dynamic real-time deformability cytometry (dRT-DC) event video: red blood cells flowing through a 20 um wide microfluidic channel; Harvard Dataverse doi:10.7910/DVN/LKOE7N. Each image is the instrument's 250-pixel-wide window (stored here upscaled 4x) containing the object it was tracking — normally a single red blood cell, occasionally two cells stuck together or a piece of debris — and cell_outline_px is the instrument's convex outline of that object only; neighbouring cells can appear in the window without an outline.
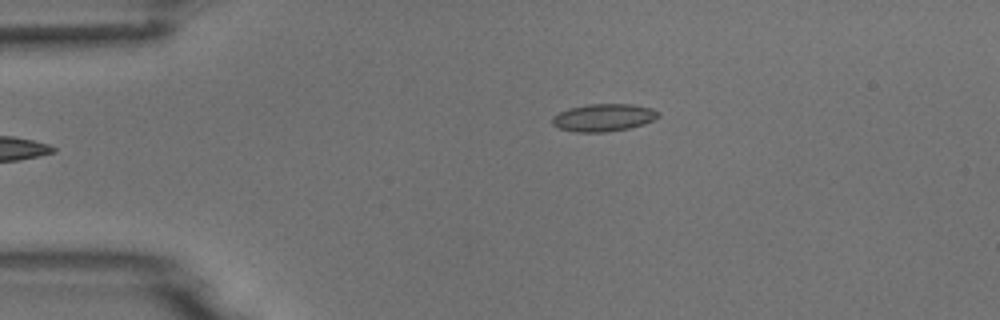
{"species": "common noctule bat (a hibernating species)", "species_latin": "Nyctalus noctula", "temperature_condition": "room temperature", "stored_images_in_passage": 5, "camera_frame_rate_fps": 3000, "um_per_image_px": 0.085, "animal": {"sex": "male", "body_mass_g": 18.8}, "frame": {"image": 1, "passage_image": 5, "time_ms": 5.333, "image_size_px": [1000, 320], "cell_outline_px": [[660, 116], [644, 124], [628, 128], [604, 132], [576, 132], [560, 128], [552, 124], [552, 116], [568, 108], [588, 104], [632, 104], [652, 108], [660, 112]], "centroid_in_image_um": [51.31, 9.98], "position_along_channel_um": 33.7, "area_um2": 16.99}}